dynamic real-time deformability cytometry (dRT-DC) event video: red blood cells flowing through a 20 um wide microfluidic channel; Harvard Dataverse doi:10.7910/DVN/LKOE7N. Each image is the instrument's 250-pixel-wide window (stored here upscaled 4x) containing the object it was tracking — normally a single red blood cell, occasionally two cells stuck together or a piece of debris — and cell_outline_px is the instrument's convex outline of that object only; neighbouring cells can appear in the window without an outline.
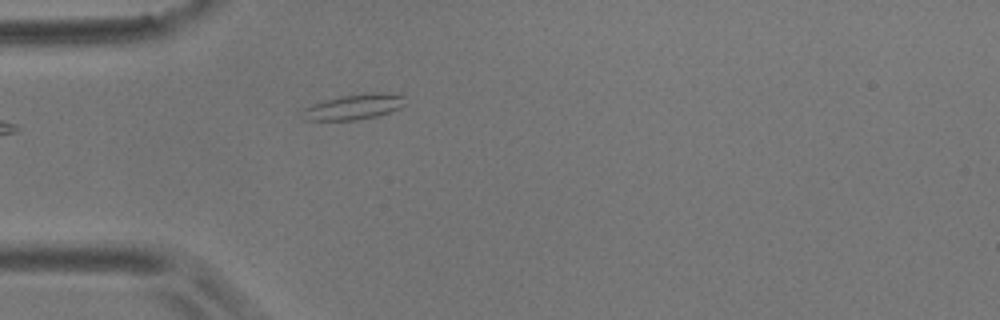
{"species": "common noctule bat (a hibernating species)", "species_latin": "Nyctalus noctula", "temperature_condition": "room temperature", "stored_images_in_passage": 1, "camera_frame_rate_fps": 3000, "um_per_image_px": 0.085, "animal": {"sex": "male", "body_mass_g": 17.9}, "frame": {"image": 1, "passage_image": 1, "time_ms": 0.0, "image_size_px": [1000, 320], "cell_outline_px": [[404, 104], [400, 108], [376, 116], [356, 120], [304, 120], [300, 112], [304, 108], [312, 104], [324, 100], [340, 96], [372, 92], [380, 92], [404, 96]], "centroid_in_image_um": [30.03, 9.08], "position_along_channel_um": 55.0, "area_um2": 15.14}}